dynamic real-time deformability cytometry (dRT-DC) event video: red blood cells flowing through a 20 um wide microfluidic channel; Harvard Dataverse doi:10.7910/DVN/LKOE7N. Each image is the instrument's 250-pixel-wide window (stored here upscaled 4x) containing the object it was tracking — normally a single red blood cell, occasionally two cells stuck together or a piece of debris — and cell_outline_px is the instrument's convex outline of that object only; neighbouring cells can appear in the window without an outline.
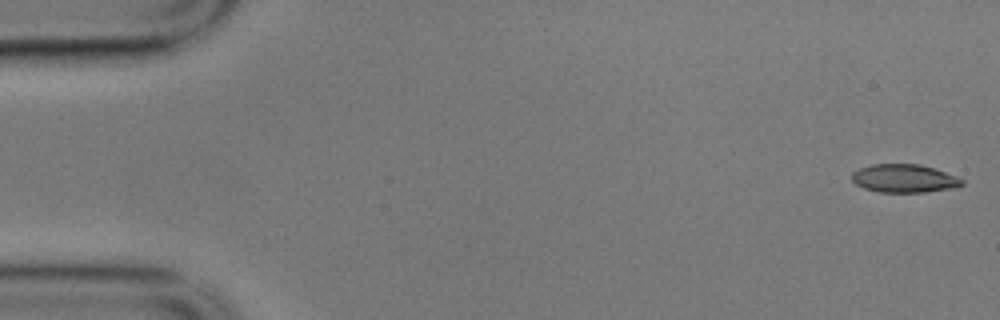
{"species": "common noctule bat (a hibernating species)", "species_latin": "Nyctalus noctula", "temperature_condition": "cold", "stored_images_in_passage": 7, "camera_frame_rate_fps": 3000, "um_per_image_px": 0.085, "animal": {"sex": "male", "body_mass_g": 17.9}, "frame": {"image": 1, "passage_image": 1, "time_ms": 0.0, "image_size_px": [1000, 320], "cell_outline_px": [[964, 184], [952, 188], [924, 192], [880, 192], [864, 188], [856, 184], [852, 180], [852, 172], [860, 168], [872, 164], [920, 164], [956, 176], [964, 180]], "centroid_in_image_um": [76.84, 15.16], "position_along_channel_um": 8.2, "area_um2": 17.98}}